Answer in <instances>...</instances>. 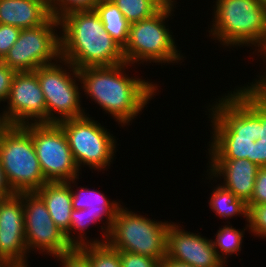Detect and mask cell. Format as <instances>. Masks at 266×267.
I'll use <instances>...</instances> for the list:
<instances>
[{
	"label": "cell",
	"instance_id": "obj_1",
	"mask_svg": "<svg viewBox=\"0 0 266 267\" xmlns=\"http://www.w3.org/2000/svg\"><path fill=\"white\" fill-rule=\"evenodd\" d=\"M206 108L212 127V142L209 141L207 149L208 178L216 182L224 178L221 185L247 203L254 191L257 172L266 161V144L223 96Z\"/></svg>",
	"mask_w": 266,
	"mask_h": 267
},
{
	"label": "cell",
	"instance_id": "obj_2",
	"mask_svg": "<svg viewBox=\"0 0 266 267\" xmlns=\"http://www.w3.org/2000/svg\"><path fill=\"white\" fill-rule=\"evenodd\" d=\"M124 62L113 66L87 67L78 70L82 90L87 99L97 103L108 115L111 114L121 127L130 125L147 107L157 93L158 85L126 74L129 68ZM127 67V68H126ZM129 75V76H128ZM131 77V78H130Z\"/></svg>",
	"mask_w": 266,
	"mask_h": 267
},
{
	"label": "cell",
	"instance_id": "obj_3",
	"mask_svg": "<svg viewBox=\"0 0 266 267\" xmlns=\"http://www.w3.org/2000/svg\"><path fill=\"white\" fill-rule=\"evenodd\" d=\"M60 22V55L78 70L125 61L123 48L104 29L95 10L70 12Z\"/></svg>",
	"mask_w": 266,
	"mask_h": 267
},
{
	"label": "cell",
	"instance_id": "obj_4",
	"mask_svg": "<svg viewBox=\"0 0 266 267\" xmlns=\"http://www.w3.org/2000/svg\"><path fill=\"white\" fill-rule=\"evenodd\" d=\"M209 37L224 48L254 47L266 53V5L259 0H216ZM212 27V28H211ZM245 44V45H244ZM226 46V47H225ZM258 48V49H257Z\"/></svg>",
	"mask_w": 266,
	"mask_h": 267
},
{
	"label": "cell",
	"instance_id": "obj_5",
	"mask_svg": "<svg viewBox=\"0 0 266 267\" xmlns=\"http://www.w3.org/2000/svg\"><path fill=\"white\" fill-rule=\"evenodd\" d=\"M174 8V5H164L152 17L129 25L128 41L123 48L126 63L134 66L138 62L143 65L155 62L162 66L179 63L185 58L176 46L172 30L166 25Z\"/></svg>",
	"mask_w": 266,
	"mask_h": 267
},
{
	"label": "cell",
	"instance_id": "obj_6",
	"mask_svg": "<svg viewBox=\"0 0 266 267\" xmlns=\"http://www.w3.org/2000/svg\"><path fill=\"white\" fill-rule=\"evenodd\" d=\"M121 205L106 243L118 250L153 257L163 262L167 257L168 221H155Z\"/></svg>",
	"mask_w": 266,
	"mask_h": 267
},
{
	"label": "cell",
	"instance_id": "obj_7",
	"mask_svg": "<svg viewBox=\"0 0 266 267\" xmlns=\"http://www.w3.org/2000/svg\"><path fill=\"white\" fill-rule=\"evenodd\" d=\"M0 163L14 193L36 192L47 183L32 136L22 126L5 125L0 130Z\"/></svg>",
	"mask_w": 266,
	"mask_h": 267
},
{
	"label": "cell",
	"instance_id": "obj_8",
	"mask_svg": "<svg viewBox=\"0 0 266 267\" xmlns=\"http://www.w3.org/2000/svg\"><path fill=\"white\" fill-rule=\"evenodd\" d=\"M34 72L44 94L47 123L58 124L87 115L85 108L81 107L82 85L76 82L81 80L74 65L60 57L56 62L43 65Z\"/></svg>",
	"mask_w": 266,
	"mask_h": 267
},
{
	"label": "cell",
	"instance_id": "obj_9",
	"mask_svg": "<svg viewBox=\"0 0 266 267\" xmlns=\"http://www.w3.org/2000/svg\"><path fill=\"white\" fill-rule=\"evenodd\" d=\"M87 115L58 124L67 137L77 168L82 171L81 167L86 165L89 169L105 171L114 160L118 144L107 128Z\"/></svg>",
	"mask_w": 266,
	"mask_h": 267
},
{
	"label": "cell",
	"instance_id": "obj_10",
	"mask_svg": "<svg viewBox=\"0 0 266 267\" xmlns=\"http://www.w3.org/2000/svg\"><path fill=\"white\" fill-rule=\"evenodd\" d=\"M33 139L41 170L47 182L79 178L67 137L59 124L30 123L22 126Z\"/></svg>",
	"mask_w": 266,
	"mask_h": 267
},
{
	"label": "cell",
	"instance_id": "obj_11",
	"mask_svg": "<svg viewBox=\"0 0 266 267\" xmlns=\"http://www.w3.org/2000/svg\"><path fill=\"white\" fill-rule=\"evenodd\" d=\"M56 28L60 29L59 19L51 16L36 28L22 29L2 61L16 72H31L56 62L61 57Z\"/></svg>",
	"mask_w": 266,
	"mask_h": 267
},
{
	"label": "cell",
	"instance_id": "obj_12",
	"mask_svg": "<svg viewBox=\"0 0 266 267\" xmlns=\"http://www.w3.org/2000/svg\"><path fill=\"white\" fill-rule=\"evenodd\" d=\"M25 242L28 253L57 257L73 247L52 220L45 202L36 192H23Z\"/></svg>",
	"mask_w": 266,
	"mask_h": 267
},
{
	"label": "cell",
	"instance_id": "obj_13",
	"mask_svg": "<svg viewBox=\"0 0 266 267\" xmlns=\"http://www.w3.org/2000/svg\"><path fill=\"white\" fill-rule=\"evenodd\" d=\"M6 103L0 113L5 125L47 123L46 102L34 71L16 72Z\"/></svg>",
	"mask_w": 266,
	"mask_h": 267
},
{
	"label": "cell",
	"instance_id": "obj_14",
	"mask_svg": "<svg viewBox=\"0 0 266 267\" xmlns=\"http://www.w3.org/2000/svg\"><path fill=\"white\" fill-rule=\"evenodd\" d=\"M27 254L22 192L0 202V261L4 265H28Z\"/></svg>",
	"mask_w": 266,
	"mask_h": 267
},
{
	"label": "cell",
	"instance_id": "obj_15",
	"mask_svg": "<svg viewBox=\"0 0 266 267\" xmlns=\"http://www.w3.org/2000/svg\"><path fill=\"white\" fill-rule=\"evenodd\" d=\"M179 223L171 222L167 232V257L194 267H224L212 239L188 232Z\"/></svg>",
	"mask_w": 266,
	"mask_h": 267
},
{
	"label": "cell",
	"instance_id": "obj_16",
	"mask_svg": "<svg viewBox=\"0 0 266 267\" xmlns=\"http://www.w3.org/2000/svg\"><path fill=\"white\" fill-rule=\"evenodd\" d=\"M78 179L80 178H75L67 182L71 187L73 209L80 210L88 208V212L95 217L98 222L106 221L103 223L104 226H100L103 233V243H106L116 213L121 206L120 201L107 200L104 193L95 189L90 190V188L84 186H79L78 189L77 184H74ZM74 185L77 188L76 191H73V189H75Z\"/></svg>",
	"mask_w": 266,
	"mask_h": 267
},
{
	"label": "cell",
	"instance_id": "obj_17",
	"mask_svg": "<svg viewBox=\"0 0 266 267\" xmlns=\"http://www.w3.org/2000/svg\"><path fill=\"white\" fill-rule=\"evenodd\" d=\"M51 17L47 0H0V24L36 28Z\"/></svg>",
	"mask_w": 266,
	"mask_h": 267
},
{
	"label": "cell",
	"instance_id": "obj_18",
	"mask_svg": "<svg viewBox=\"0 0 266 267\" xmlns=\"http://www.w3.org/2000/svg\"><path fill=\"white\" fill-rule=\"evenodd\" d=\"M36 193L45 202L55 225L66 234L73 211L70 185L67 182H47Z\"/></svg>",
	"mask_w": 266,
	"mask_h": 267
},
{
	"label": "cell",
	"instance_id": "obj_19",
	"mask_svg": "<svg viewBox=\"0 0 266 267\" xmlns=\"http://www.w3.org/2000/svg\"><path fill=\"white\" fill-rule=\"evenodd\" d=\"M223 100L259 135L266 144V104L241 96L234 88Z\"/></svg>",
	"mask_w": 266,
	"mask_h": 267
},
{
	"label": "cell",
	"instance_id": "obj_20",
	"mask_svg": "<svg viewBox=\"0 0 266 267\" xmlns=\"http://www.w3.org/2000/svg\"><path fill=\"white\" fill-rule=\"evenodd\" d=\"M104 29L124 48L128 41L130 23L111 0H100L95 6Z\"/></svg>",
	"mask_w": 266,
	"mask_h": 267
},
{
	"label": "cell",
	"instance_id": "obj_21",
	"mask_svg": "<svg viewBox=\"0 0 266 267\" xmlns=\"http://www.w3.org/2000/svg\"><path fill=\"white\" fill-rule=\"evenodd\" d=\"M209 207L222 219H231L233 216L245 217L247 221V204L240 198H237L230 190L218 184L212 189Z\"/></svg>",
	"mask_w": 266,
	"mask_h": 267
},
{
	"label": "cell",
	"instance_id": "obj_22",
	"mask_svg": "<svg viewBox=\"0 0 266 267\" xmlns=\"http://www.w3.org/2000/svg\"><path fill=\"white\" fill-rule=\"evenodd\" d=\"M246 229H248V224H246V228H243V230L236 229L232 224H226L225 226L223 225V228H219L214 236L215 239L212 240L213 247L225 265H227V258L230 255L231 257L233 254L238 256L241 251Z\"/></svg>",
	"mask_w": 266,
	"mask_h": 267
},
{
	"label": "cell",
	"instance_id": "obj_23",
	"mask_svg": "<svg viewBox=\"0 0 266 267\" xmlns=\"http://www.w3.org/2000/svg\"><path fill=\"white\" fill-rule=\"evenodd\" d=\"M70 221V229L65 234L66 240L72 247H81L87 244H102V239L92 238L90 241L89 238L86 237L87 232H85L88 228H90V224H94L97 222L96 218L93 217L87 209L75 210L73 209ZM78 230V231H77ZM79 232V233H77ZM79 234L77 236V234ZM75 234V235H73ZM85 234V235H84ZM77 237V238H76Z\"/></svg>",
	"mask_w": 266,
	"mask_h": 267
},
{
	"label": "cell",
	"instance_id": "obj_24",
	"mask_svg": "<svg viewBox=\"0 0 266 267\" xmlns=\"http://www.w3.org/2000/svg\"><path fill=\"white\" fill-rule=\"evenodd\" d=\"M131 24L148 19L156 14L164 4L160 0H111Z\"/></svg>",
	"mask_w": 266,
	"mask_h": 267
},
{
	"label": "cell",
	"instance_id": "obj_25",
	"mask_svg": "<svg viewBox=\"0 0 266 267\" xmlns=\"http://www.w3.org/2000/svg\"><path fill=\"white\" fill-rule=\"evenodd\" d=\"M88 256L91 267H121L120 253L107 243L80 247Z\"/></svg>",
	"mask_w": 266,
	"mask_h": 267
},
{
	"label": "cell",
	"instance_id": "obj_26",
	"mask_svg": "<svg viewBox=\"0 0 266 267\" xmlns=\"http://www.w3.org/2000/svg\"><path fill=\"white\" fill-rule=\"evenodd\" d=\"M100 0H47L51 16L59 19L62 16L84 10H94Z\"/></svg>",
	"mask_w": 266,
	"mask_h": 267
},
{
	"label": "cell",
	"instance_id": "obj_27",
	"mask_svg": "<svg viewBox=\"0 0 266 267\" xmlns=\"http://www.w3.org/2000/svg\"><path fill=\"white\" fill-rule=\"evenodd\" d=\"M248 230L263 239L266 238V204H254L247 206Z\"/></svg>",
	"mask_w": 266,
	"mask_h": 267
},
{
	"label": "cell",
	"instance_id": "obj_28",
	"mask_svg": "<svg viewBox=\"0 0 266 267\" xmlns=\"http://www.w3.org/2000/svg\"><path fill=\"white\" fill-rule=\"evenodd\" d=\"M55 258L61 261L62 267H91L89 256L80 247H73Z\"/></svg>",
	"mask_w": 266,
	"mask_h": 267
},
{
	"label": "cell",
	"instance_id": "obj_29",
	"mask_svg": "<svg viewBox=\"0 0 266 267\" xmlns=\"http://www.w3.org/2000/svg\"><path fill=\"white\" fill-rule=\"evenodd\" d=\"M121 267H162V262L153 257L119 251Z\"/></svg>",
	"mask_w": 266,
	"mask_h": 267
},
{
	"label": "cell",
	"instance_id": "obj_30",
	"mask_svg": "<svg viewBox=\"0 0 266 267\" xmlns=\"http://www.w3.org/2000/svg\"><path fill=\"white\" fill-rule=\"evenodd\" d=\"M20 32V28L7 24H0V61L5 58L9 49L13 47Z\"/></svg>",
	"mask_w": 266,
	"mask_h": 267
},
{
	"label": "cell",
	"instance_id": "obj_31",
	"mask_svg": "<svg viewBox=\"0 0 266 267\" xmlns=\"http://www.w3.org/2000/svg\"><path fill=\"white\" fill-rule=\"evenodd\" d=\"M246 204L247 206L266 204V161L257 172L252 197Z\"/></svg>",
	"mask_w": 266,
	"mask_h": 267
},
{
	"label": "cell",
	"instance_id": "obj_32",
	"mask_svg": "<svg viewBox=\"0 0 266 267\" xmlns=\"http://www.w3.org/2000/svg\"><path fill=\"white\" fill-rule=\"evenodd\" d=\"M15 74V70L8 67L3 61H0V103L1 101H7Z\"/></svg>",
	"mask_w": 266,
	"mask_h": 267
},
{
	"label": "cell",
	"instance_id": "obj_33",
	"mask_svg": "<svg viewBox=\"0 0 266 267\" xmlns=\"http://www.w3.org/2000/svg\"><path fill=\"white\" fill-rule=\"evenodd\" d=\"M14 194L15 193L13 192V190L11 189V187L9 186L7 182L4 170L0 163V196L6 198V197L13 196Z\"/></svg>",
	"mask_w": 266,
	"mask_h": 267
},
{
	"label": "cell",
	"instance_id": "obj_34",
	"mask_svg": "<svg viewBox=\"0 0 266 267\" xmlns=\"http://www.w3.org/2000/svg\"><path fill=\"white\" fill-rule=\"evenodd\" d=\"M162 267H194L191 264L165 258Z\"/></svg>",
	"mask_w": 266,
	"mask_h": 267
},
{
	"label": "cell",
	"instance_id": "obj_35",
	"mask_svg": "<svg viewBox=\"0 0 266 267\" xmlns=\"http://www.w3.org/2000/svg\"><path fill=\"white\" fill-rule=\"evenodd\" d=\"M164 5H175L176 6V4L177 3H175V2H177L176 0H160Z\"/></svg>",
	"mask_w": 266,
	"mask_h": 267
},
{
	"label": "cell",
	"instance_id": "obj_36",
	"mask_svg": "<svg viewBox=\"0 0 266 267\" xmlns=\"http://www.w3.org/2000/svg\"><path fill=\"white\" fill-rule=\"evenodd\" d=\"M2 267H28V265H3Z\"/></svg>",
	"mask_w": 266,
	"mask_h": 267
},
{
	"label": "cell",
	"instance_id": "obj_37",
	"mask_svg": "<svg viewBox=\"0 0 266 267\" xmlns=\"http://www.w3.org/2000/svg\"><path fill=\"white\" fill-rule=\"evenodd\" d=\"M5 126L1 116H0V130Z\"/></svg>",
	"mask_w": 266,
	"mask_h": 267
},
{
	"label": "cell",
	"instance_id": "obj_38",
	"mask_svg": "<svg viewBox=\"0 0 266 267\" xmlns=\"http://www.w3.org/2000/svg\"><path fill=\"white\" fill-rule=\"evenodd\" d=\"M262 4L266 5V0H259Z\"/></svg>",
	"mask_w": 266,
	"mask_h": 267
},
{
	"label": "cell",
	"instance_id": "obj_39",
	"mask_svg": "<svg viewBox=\"0 0 266 267\" xmlns=\"http://www.w3.org/2000/svg\"><path fill=\"white\" fill-rule=\"evenodd\" d=\"M262 101L266 104V97Z\"/></svg>",
	"mask_w": 266,
	"mask_h": 267
}]
</instances>
